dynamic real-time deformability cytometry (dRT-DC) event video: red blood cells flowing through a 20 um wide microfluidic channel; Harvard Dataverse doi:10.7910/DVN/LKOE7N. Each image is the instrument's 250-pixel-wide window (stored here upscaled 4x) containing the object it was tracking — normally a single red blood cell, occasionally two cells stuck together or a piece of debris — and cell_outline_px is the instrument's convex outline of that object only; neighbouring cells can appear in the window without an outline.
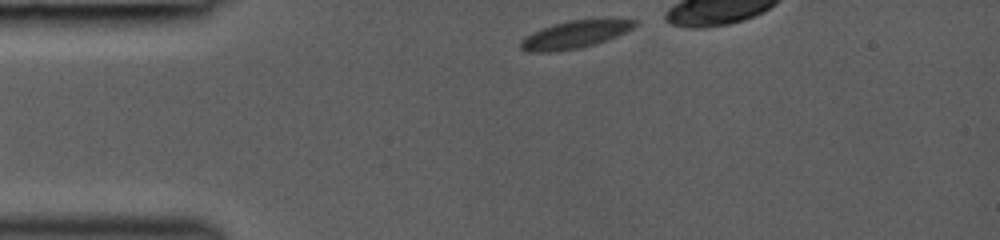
{"species": "common noctule bat (a hibernating species)", "species_latin": "Nyctalus noctula", "temperature_condition": "room temperature", "stored_images_in_passage": 19, "camera_frame_rate_fps": 3000, "um_per_image_px": 0.085, "animal": {"sex": "female", "body_mass_g": 19.0, "forearm_length_mm": 53.3}, "frame": {"image": 1, "passage_image": 1, "time_ms": 0.0, "image_size_px": [1000, 240], "cell_outline_px": [[636, 24], [632, 28], [616, 36], [596, 44], [580, 48], [552, 52], [528, 52], [520, 48], [520, 40], [532, 32], [552, 24], [568, 20], [612, 16], [636, 20]], "centroid_in_image_um": [48.9, 2.89], "position_along_channel_um": 36.1, "area_um2": 19.02}}
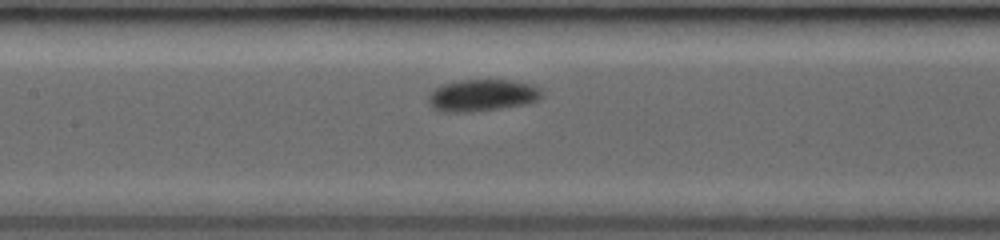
{"frame": {"image": 2, "passage_image": 9, "time_ms": 4.0, "image_size_px": [1000, 240], "cell_outline_px": [[544, 92], [540, 100], [528, 104], [472, 112], [440, 112], [432, 108], [428, 104], [428, 96], [436, 88], [444, 84], [460, 80], [512, 80], [536, 84]], "centroid_in_image_um": [41.04, 8.11], "position_along_channel_um": 166.4, "area_um2": 21.5}}
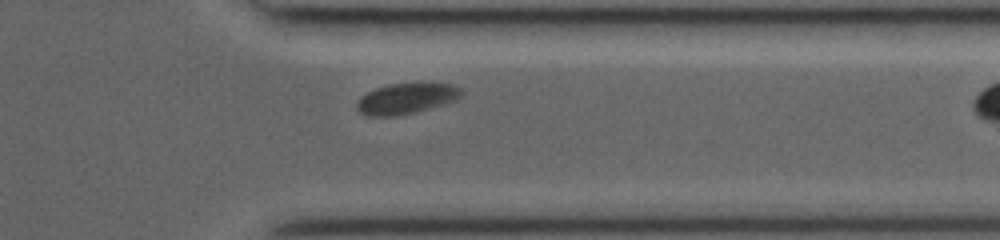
{"frame": {"image": 3, "passage_image": 18, "time_ms": 9.0, "image_size_px": [1000, 240], "cell_outline_px": [[464, 92], [456, 100], [444, 104], [412, 112], [392, 116], [364, 116], [356, 108], [356, 104], [360, 96], [376, 88], [388, 84], [420, 80], [456, 84]], "centroid_in_image_um": [34.57, 8.31], "position_along_channel_um": 376.8, "area_um2": 19.42}}